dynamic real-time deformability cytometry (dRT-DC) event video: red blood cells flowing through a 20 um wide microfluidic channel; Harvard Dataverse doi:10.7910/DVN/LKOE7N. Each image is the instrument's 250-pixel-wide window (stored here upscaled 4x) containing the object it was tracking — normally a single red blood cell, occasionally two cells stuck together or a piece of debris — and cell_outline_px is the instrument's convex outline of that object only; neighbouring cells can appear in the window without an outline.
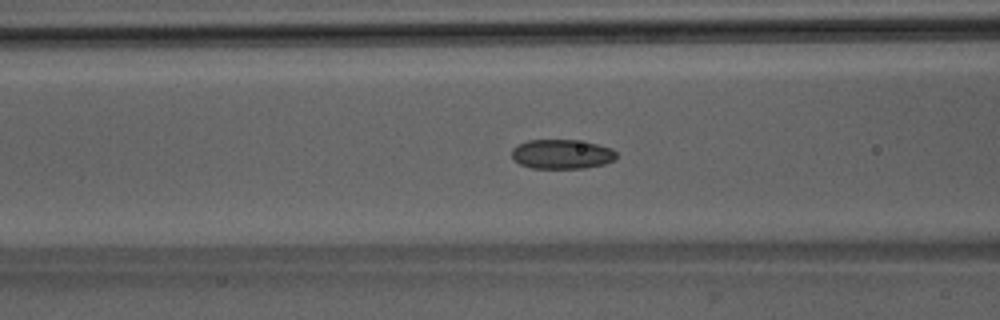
{"species": "Egyptian fruit bat (a non-hibernating species)", "species_latin": "Rousettus aegyptiacus", "temperature_condition": "room temperature", "stored_images_in_passage": 53, "camera_frame_rate_fps": 3000, "um_per_image_px": 0.085, "animal": {"sex": "male"}, "frame": {"image": 1, "passage_image": 22, "time_ms": 7.0, "image_size_px": [1000, 320], "cell_outline_px": [[616, 160], [604, 164], [584, 168], [532, 168], [520, 164], [512, 160], [512, 148], [528, 140], [576, 140], [596, 144], [612, 148], [616, 152]], "centroid_in_image_um": [47.76, 13.11], "position_along_channel_um": 118.8, "area_um2": 17.98}}
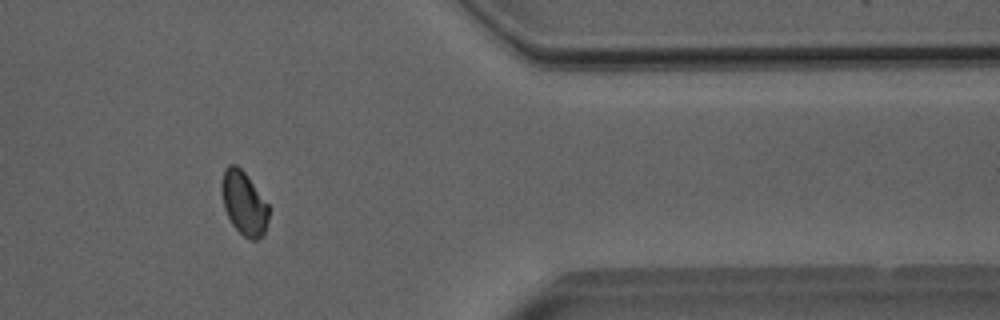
{"frame": {"image": 2, "passage_image": 44, "time_ms": 14.333, "image_size_px": [1000, 320], "cell_outline_px": [[268, 220], [264, 236], [256, 240], [252, 240], [244, 236], [232, 224], [224, 208], [220, 188], [220, 184], [224, 168], [228, 164], [236, 164], [244, 172], [268, 204]], "centroid_in_image_um": [20.71, 17.26], "position_along_channel_um": 390.7, "area_um2": 17.51}}
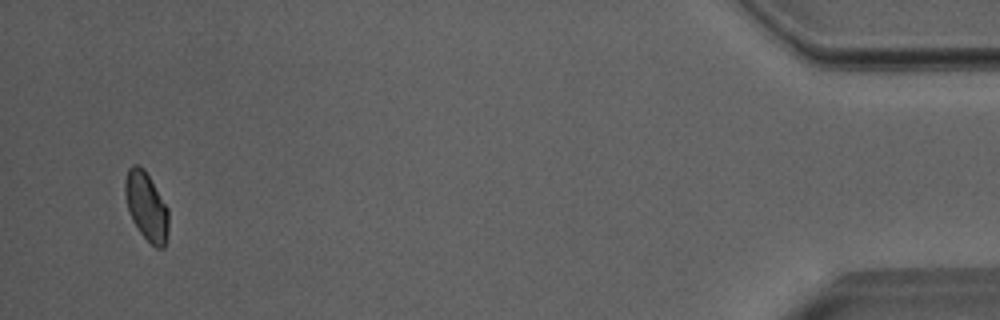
{"frame": {"image": 3, "passage_image": 51, "time_ms": 16.667, "image_size_px": [1000, 320], "cell_outline_px": [[168, 232], [164, 248], [156, 248], [140, 232], [132, 220], [128, 212], [124, 196], [124, 180], [128, 168], [132, 164], [140, 164], [144, 168], [168, 208]], "centroid_in_image_um": [12.42, 17.5], "position_along_channel_um": 422.8, "area_um2": 17.51}, "authors_computed_cell_mechanics": {"area_um2": 18.1492, "velocity_mm_per_s": 3.9829, "shape_relaxation_time_tau1_ms": 7.2542, "shape_relaxation_time_tau2_ms": 2.1209, "deformation_change_tau1": 0.1096, "deformation_change_tau2": 0.0534}}